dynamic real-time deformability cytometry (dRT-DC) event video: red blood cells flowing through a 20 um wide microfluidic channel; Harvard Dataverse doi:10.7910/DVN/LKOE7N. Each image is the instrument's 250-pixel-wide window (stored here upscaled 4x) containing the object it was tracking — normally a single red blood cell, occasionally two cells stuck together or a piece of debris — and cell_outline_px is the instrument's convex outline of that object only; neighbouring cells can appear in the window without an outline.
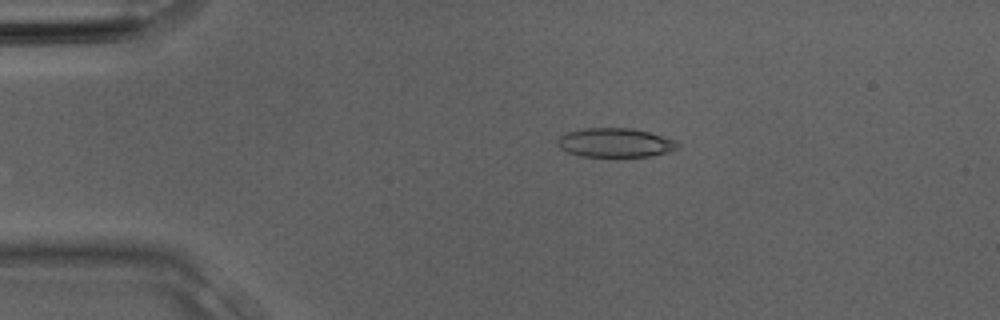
{"species": "Egyptian fruit bat (a non-hibernating species)", "species_latin": "Rousettus aegyptiacus", "temperature_condition": "room temperature", "stored_images_in_passage": 2, "camera_frame_rate_fps": 3000, "um_per_image_px": 0.085, "animal": {"sex": "male"}, "frame": {"image": 1, "passage_image": 1, "time_ms": 0.0, "image_size_px": [1000, 320], "cell_outline_px": [[680, 148], [668, 152], [648, 156], [580, 156], [568, 152], [560, 148], [556, 144], [556, 140], [560, 136], [568, 132], [584, 128], [632, 128], [648, 132], [676, 140], [680, 144]], "centroid_in_image_um": [52.3, 12.12], "position_along_channel_um": 32.7, "area_um2": 20.35}}